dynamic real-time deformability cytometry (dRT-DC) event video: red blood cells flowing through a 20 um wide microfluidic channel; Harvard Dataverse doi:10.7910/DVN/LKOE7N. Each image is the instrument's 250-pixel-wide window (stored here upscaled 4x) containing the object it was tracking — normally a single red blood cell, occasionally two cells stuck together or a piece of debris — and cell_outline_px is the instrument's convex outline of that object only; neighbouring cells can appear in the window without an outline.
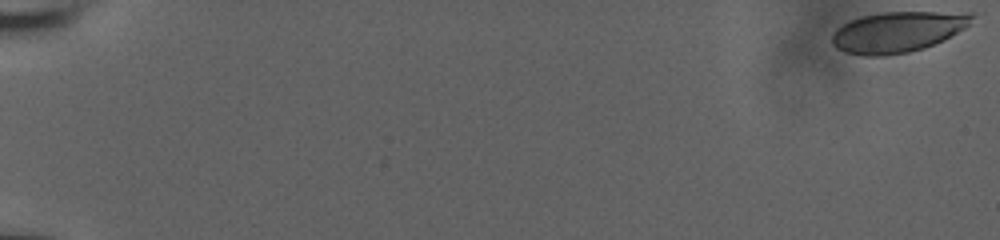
{"species": "human", "species_latin": "Homo sapiens", "temperature_condition": "room temperature", "stored_images_in_passage": 55, "camera_frame_rate_fps": 3000, "um_per_image_px": 0.085, "donor": {"sex": "male"}, "frame": {"image": 1, "passage_image": 1, "time_ms": 0.0, "image_size_px": [1000, 240], "cell_outline_px": [[976, 16], [964, 28], [944, 40], [924, 48], [908, 52], [884, 56], [864, 56], [848, 52], [836, 48], [832, 44], [832, 32], [836, 28], [852, 20], [864, 16], [884, 12], [972, 12]], "centroid_in_image_um": [76.32, 2.71], "position_along_channel_um": 8.7, "area_um2": 33.06}}
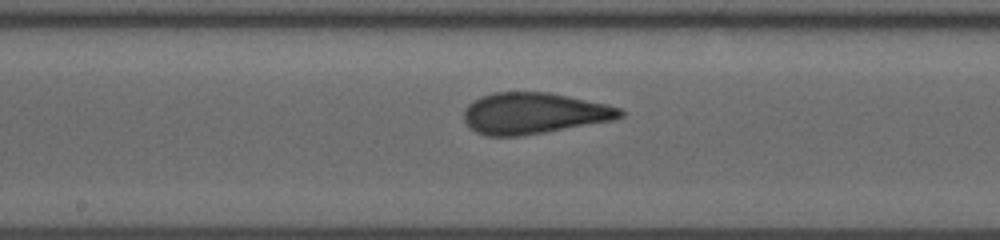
{"frame": {"image": 2, "passage_image": 31, "time_ms": 10.0, "image_size_px": [1000, 240], "cell_outline_px": [[624, 116], [612, 120], [544, 132], [516, 136], [488, 136], [476, 132], [468, 128], [464, 120], [464, 112], [468, 104], [480, 96], [492, 92], [548, 92], [568, 96], [604, 104], [620, 108], [624, 112]], "centroid_in_image_um": [45.32, 9.62], "position_along_channel_um": 202.9, "area_um2": 37.28}}
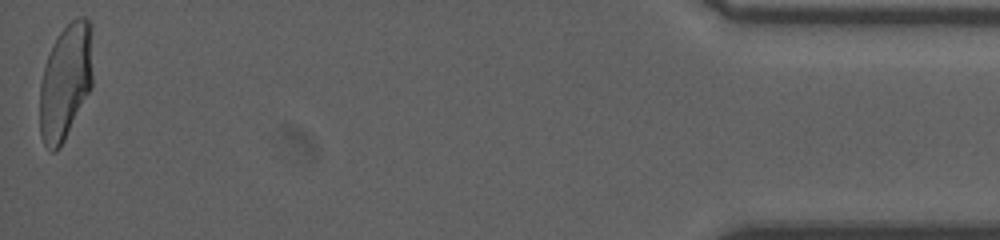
{"frame": {"image": 3, "passage_image": 55, "time_ms": 18.0, "image_size_px": [1000, 240], "cell_outline_px": [[92, 88], [60, 148], [56, 152], [52, 152], [44, 144], [40, 136], [40, 84], [44, 68], [48, 56], [60, 32], [76, 16], [84, 16], [92, 24]], "centroid_in_image_um": [5.59, 6.95], "position_along_channel_um": 429.6, "area_um2": 35.95}, "authors_computed_cell_mechanics": {"area_um2": 36.2406, "velocity_mm_per_s": 3.8613, "shape_relaxation_time_tau1_ms": 5.6979, "shape_relaxation_time_tau2_ms": 0.7773, "deformation_change_tau1": 0.1927, "deformation_change_tau2": 0.0749}}